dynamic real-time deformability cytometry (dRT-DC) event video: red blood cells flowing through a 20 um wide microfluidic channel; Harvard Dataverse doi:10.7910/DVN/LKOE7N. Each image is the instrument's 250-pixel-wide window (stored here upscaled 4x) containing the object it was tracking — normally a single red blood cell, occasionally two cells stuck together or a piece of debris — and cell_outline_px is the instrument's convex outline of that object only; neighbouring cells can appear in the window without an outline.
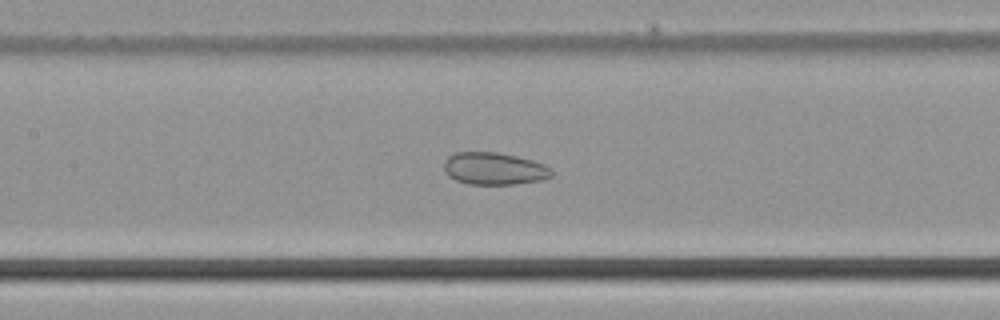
{"species": "common noctule bat (a hibernating species)", "species_latin": "Nyctalus noctula", "temperature_condition": "cold", "stored_images_in_passage": 50, "segment_of_instrument_passage": [2, 2], "camera_frame_rate_fps": 3000, "um_per_image_px": 0.085, "animal": {"sex": "male", "body_mass_g": 21.5, "forearm_length_mm": 52.0}, "frame": {"image": 1, "passage_image": 23, "time_ms": 7.333, "image_size_px": [1000, 320], "cell_outline_px": [[552, 176], [544, 180], [512, 184], [468, 184], [456, 180], [448, 176], [444, 172], [444, 160], [448, 156], [456, 152], [496, 152], [516, 156], [532, 160], [544, 164], [552, 168]], "centroid_in_image_um": [42.0, 14.33], "position_along_channel_um": 165.4, "area_um2": 20.4}}
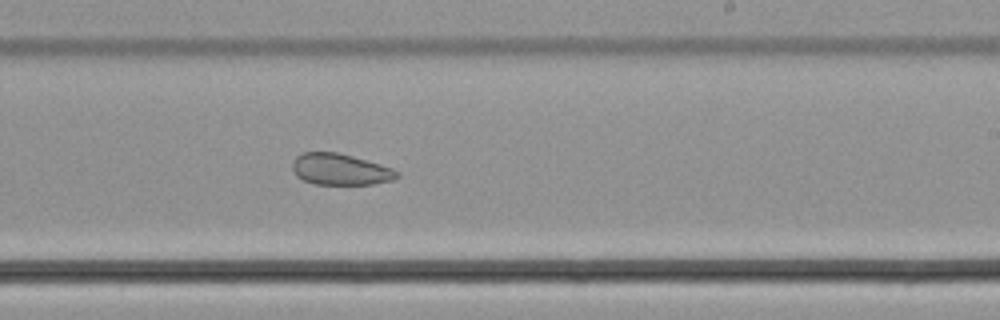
{"frame": {"image": 2, "passage_image": 30, "time_ms": 9.667, "image_size_px": [1000, 320], "cell_outline_px": [[400, 176], [392, 180], [372, 184], [316, 184], [304, 180], [296, 176], [292, 168], [292, 164], [296, 156], [304, 152], [336, 152], [352, 156], [380, 164], [392, 168], [400, 172]], "centroid_in_image_um": [28.93, 14.39], "position_along_channel_um": 260.1, "area_um2": 19.02}}
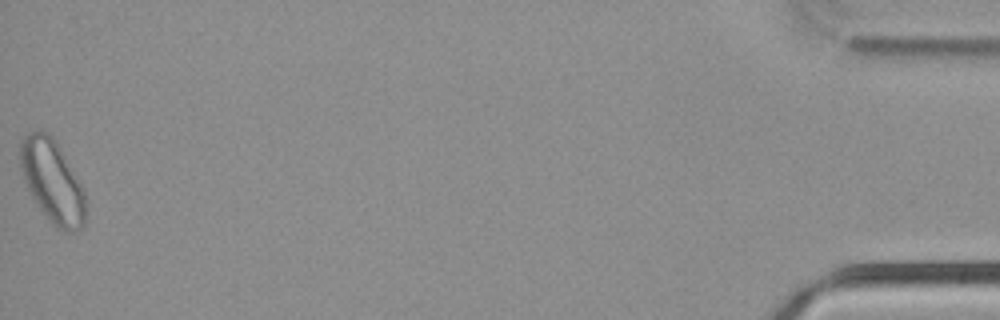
{"frame": {"image": 3, "passage_image": 50, "time_ms": 16.333, "image_size_px": [1000, 320], "cell_outline_px": [[84, 224], [80, 228], [72, 232], [68, 232], [56, 228], [52, 224], [40, 208], [32, 196], [28, 188], [20, 168], [20, 140], [28, 132], [48, 132], [56, 140], [80, 184], [84, 192]], "centroid_in_image_um": [4.42, 15.39], "position_along_channel_um": 430.8, "area_um2": 30.92}}